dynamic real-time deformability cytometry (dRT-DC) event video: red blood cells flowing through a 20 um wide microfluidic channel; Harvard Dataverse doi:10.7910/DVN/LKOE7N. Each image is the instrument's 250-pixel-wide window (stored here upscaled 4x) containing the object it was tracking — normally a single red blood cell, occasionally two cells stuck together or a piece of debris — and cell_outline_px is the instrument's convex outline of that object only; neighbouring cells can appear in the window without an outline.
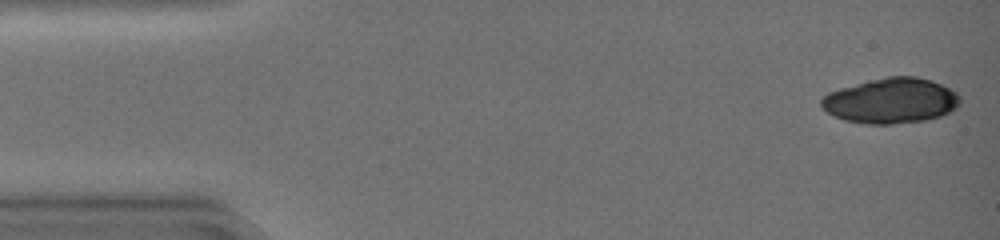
{"species": "common noctule bat (a hibernating species)", "species_latin": "Nyctalus noctula", "temperature_condition": "warm", "stored_images_in_passage": 13, "camera_frame_rate_fps": 3000, "um_per_image_px": 0.085, "animal": {"sex": "female", "body_mass_g": 19.0, "forearm_length_mm": 51.5}, "frame": {"image": 1, "passage_image": 1, "time_ms": 0.0, "image_size_px": [1000, 240], "cell_outline_px": [[960, 104], [956, 108], [940, 116], [924, 120], [888, 124], [868, 124], [844, 120], [828, 112], [820, 104], [820, 100], [828, 92], [840, 88], [868, 80], [888, 76], [916, 76], [932, 80], [956, 92], [960, 96]], "centroid_in_image_um": [75.74, 8.55], "position_along_channel_um": 9.3, "area_um2": 36.47}}